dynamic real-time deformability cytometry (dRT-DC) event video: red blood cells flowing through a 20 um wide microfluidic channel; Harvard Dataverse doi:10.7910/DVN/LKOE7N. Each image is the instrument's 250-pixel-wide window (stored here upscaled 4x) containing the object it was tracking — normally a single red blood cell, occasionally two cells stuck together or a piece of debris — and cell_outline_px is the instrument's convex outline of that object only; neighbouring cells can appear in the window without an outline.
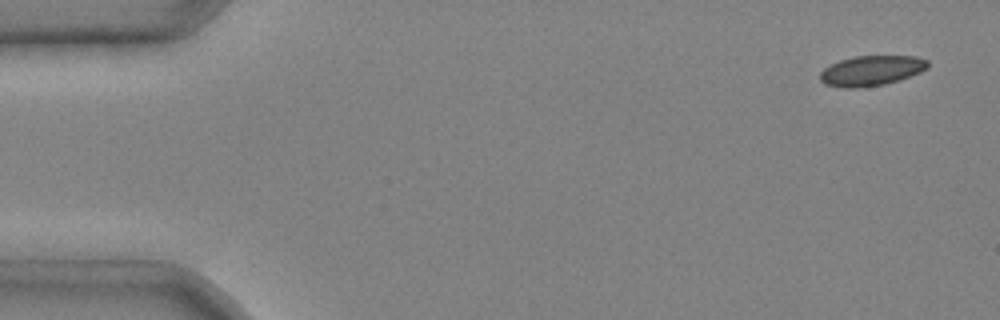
{"species": "common noctule bat (a hibernating species)", "species_latin": "Nyctalus noctula", "temperature_condition": "cold", "stored_images_in_passage": 6, "segment_of_instrument_passage": [1, 2], "camera_frame_rate_fps": 3000, "um_per_image_px": 0.085, "animal": {"sex": "male", "body_mass_g": 20.4}, "frame": {"image": 1, "passage_image": 1, "time_ms": 0.0, "image_size_px": [1000, 320], "cell_outline_px": [[928, 68], [920, 72], [884, 84], [856, 88], [844, 88], [824, 84], [820, 80], [820, 72], [824, 68], [840, 60], [856, 56], [916, 56], [928, 60]], "centroid_in_image_um": [74.05, 6.0], "position_along_channel_um": 11.0, "area_um2": 18.73}}